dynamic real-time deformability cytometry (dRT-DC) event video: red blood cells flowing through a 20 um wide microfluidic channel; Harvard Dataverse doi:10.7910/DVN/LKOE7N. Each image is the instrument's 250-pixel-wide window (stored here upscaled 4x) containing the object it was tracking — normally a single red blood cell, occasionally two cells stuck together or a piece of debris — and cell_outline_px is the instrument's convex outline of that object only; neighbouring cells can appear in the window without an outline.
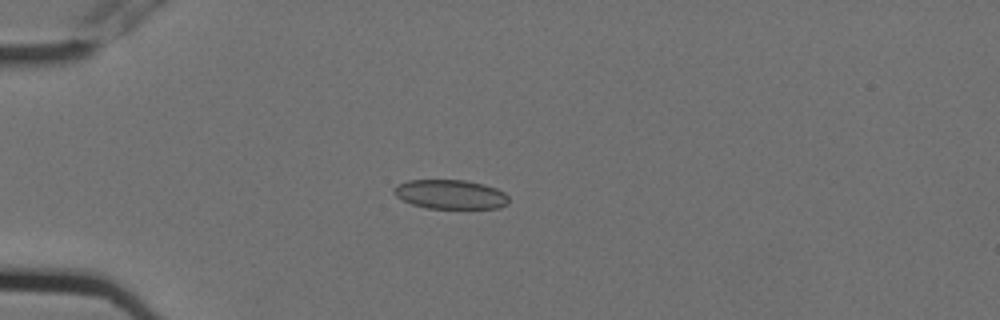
{"species": "Egyptian fruit bat (a non-hibernating species)", "species_latin": "Rousettus aegyptiacus", "temperature_condition": "cold", "stored_images_in_passage": 5, "camera_frame_rate_fps": 3000, "um_per_image_px": 0.085, "animal": {"sex": "female"}, "frame": {"image": 1, "passage_image": 2, "time_ms": 0.333, "image_size_px": [1000, 320], "cell_outline_px": [[508, 204], [500, 208], [428, 208], [412, 204], [396, 196], [392, 192], [392, 188], [396, 184], [408, 180], [468, 180], [484, 184], [496, 188], [504, 192], [508, 196]], "centroid_in_image_um": [38.28, 16.51], "position_along_channel_um": 46.7, "area_um2": 19.71}}
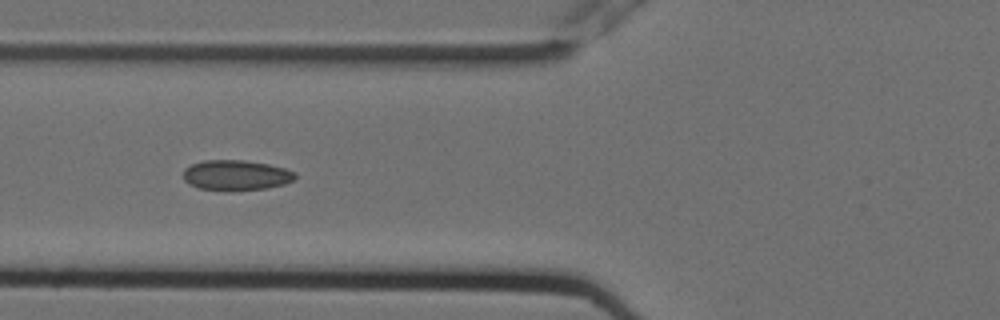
{"frame": {"image": 2, "passage_image": 4, "time_ms": 1.0, "image_size_px": [1000, 320], "cell_outline_px": [[296, 180], [284, 184], [268, 188], [228, 192], [200, 188], [188, 184], [184, 180], [184, 168], [192, 164], [204, 160], [244, 160], [268, 164], [284, 168], [296, 172]], "centroid_in_image_um": [20.08, 14.91], "position_along_channel_um": 105.7, "area_um2": 20.11}}
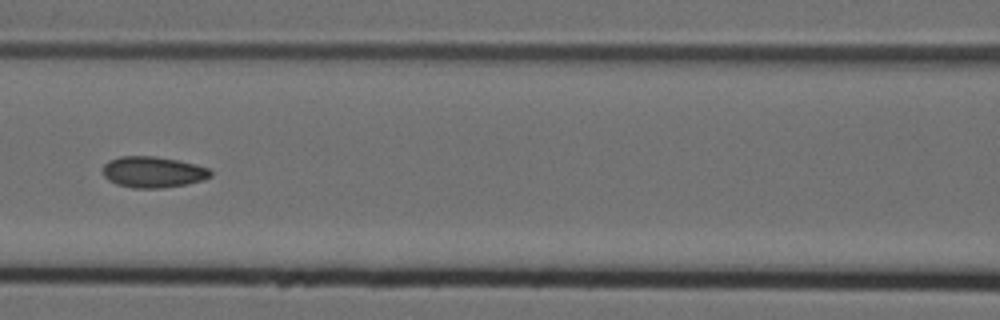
{"frame": {"image": 3, "passage_image": 5, "time_ms": 1.333, "image_size_px": [1000, 320], "cell_outline_px": [[212, 176], [204, 180], [164, 188], [132, 188], [116, 184], [108, 180], [104, 176], [104, 164], [108, 160], [120, 156], [156, 156], [196, 164], [208, 168], [212, 172]], "centroid_in_image_um": [13.0, 14.62], "position_along_channel_um": 153.6, "area_um2": 19.59}}